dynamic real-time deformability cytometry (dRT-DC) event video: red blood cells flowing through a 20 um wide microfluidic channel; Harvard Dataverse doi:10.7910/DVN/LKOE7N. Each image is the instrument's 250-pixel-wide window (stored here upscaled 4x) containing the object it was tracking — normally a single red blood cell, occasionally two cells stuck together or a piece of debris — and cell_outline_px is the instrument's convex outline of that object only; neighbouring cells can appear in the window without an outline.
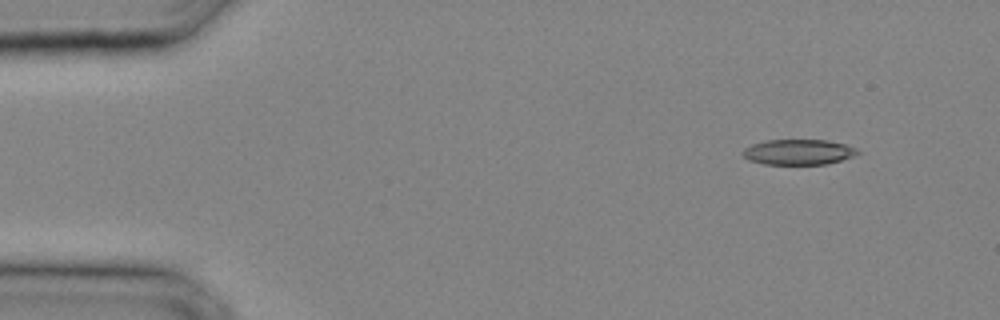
{"species": "common noctule bat (a hibernating species)", "species_latin": "Nyctalus noctula", "temperature_condition": "cold", "stored_images_in_passage": 28, "camera_frame_rate_fps": 3000, "um_per_image_px": 0.085, "animal": {"sex": "male", "body_mass_g": 20.4}, "frame": {"image": 1, "passage_image": 1, "time_ms": 0.0, "image_size_px": [1000, 320], "cell_outline_px": [[860, 152], [852, 156], [840, 160], [824, 164], [764, 164], [748, 160], [740, 152], [744, 148], [752, 144], [764, 140], [824, 140], [844, 144], [856, 148]], "centroid_in_image_um": [67.8, 12.92], "position_along_channel_um": 17.2, "area_um2": 16.88}}
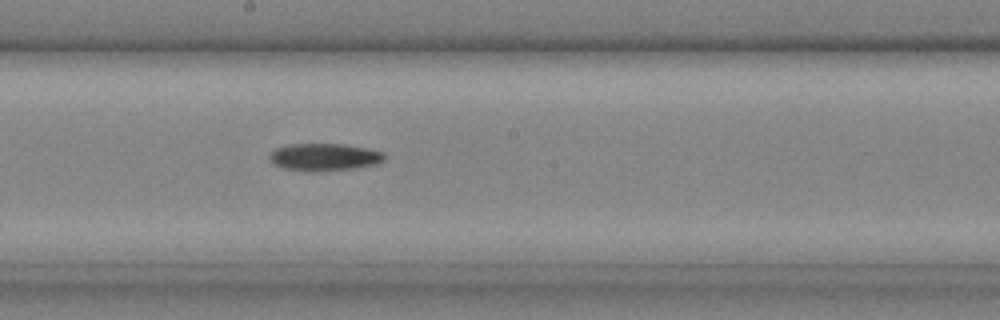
{"frame": {"image": 2, "passage_image": 15, "time_ms": 4.667, "image_size_px": [1000, 320], "cell_outline_px": [[384, 160], [376, 164], [356, 168], [320, 172], [308, 172], [284, 168], [272, 164], [268, 160], [268, 156], [276, 148], [288, 144], [344, 144], [368, 148], [384, 152]], "centroid_in_image_um": [27.54, 13.36], "position_along_channel_um": 220.7, "area_um2": 18.67}}
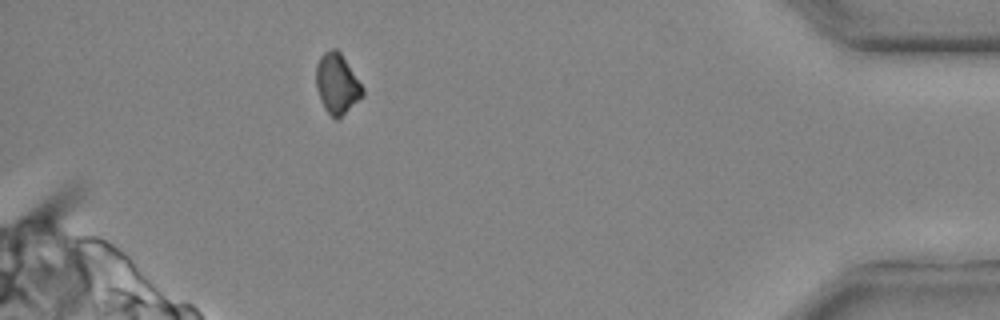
{"frame": {"image": 3, "passage_image": 26, "time_ms": 8.333, "image_size_px": [1000, 320], "cell_outline_px": [[364, 96], [336, 120], [324, 108], [320, 100], [316, 88], [316, 64], [320, 56], [324, 52], [332, 48], [336, 48], [340, 52], [364, 88]], "centroid_in_image_um": [28.64, 7.11], "position_along_channel_um": 406.6, "area_um2": 16.3}}